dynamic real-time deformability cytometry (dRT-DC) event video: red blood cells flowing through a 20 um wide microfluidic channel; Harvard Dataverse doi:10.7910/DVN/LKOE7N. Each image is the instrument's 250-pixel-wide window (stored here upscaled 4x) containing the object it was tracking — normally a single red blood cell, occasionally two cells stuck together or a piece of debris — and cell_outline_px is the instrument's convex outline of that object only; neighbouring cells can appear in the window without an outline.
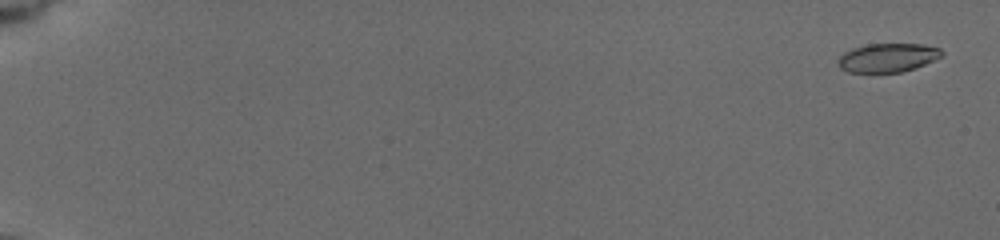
{"species": "common noctule bat (a hibernating species)", "species_latin": "Nyctalus noctula", "temperature_condition": "cold", "stored_images_in_passage": 61, "camera_frame_rate_fps": 3000, "um_per_image_px": 0.085, "animal": {"sex": "female", "body_mass_g": 19.5, "forearm_length_mm": 54.1}, "frame": {"image": 1, "passage_image": 3, "time_ms": 0.667, "image_size_px": [1000, 240], "cell_outline_px": [[944, 52], [940, 56], [924, 64], [900, 72], [848, 72], [840, 68], [840, 56], [844, 52], [852, 48], [868, 44], [920, 44], [940, 48]], "centroid_in_image_um": [75.44, 4.89], "position_along_channel_um": 9.6, "area_um2": 16.99}}
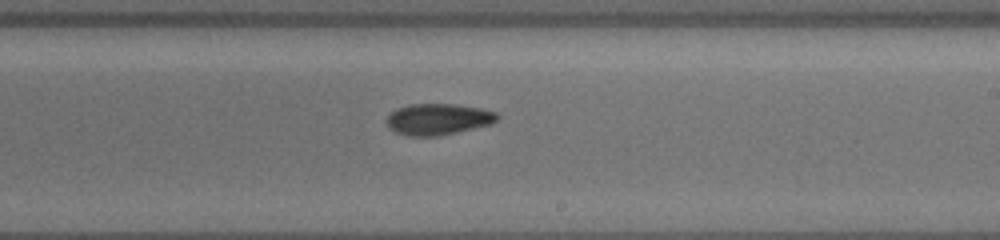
{"frame": {"image": 2, "passage_image": 36, "time_ms": 12.333, "image_size_px": [1000, 240], "cell_outline_px": [[500, 116], [492, 124], [440, 136], [408, 136], [396, 132], [388, 128], [388, 116], [396, 108], [408, 104], [452, 104], [480, 108], [496, 112]], "centroid_in_image_um": [37.25, 10.14], "position_along_channel_um": 251.8, "area_um2": 20.17}}
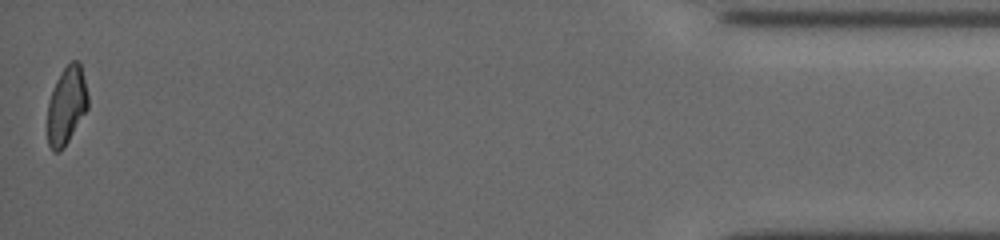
{"frame": {"image": 3, "passage_image": 60, "time_ms": 19.0, "image_size_px": [1000, 240], "cell_outline_px": [[88, 108], [64, 148], [60, 152], [52, 152], [48, 144], [48, 100], [56, 80], [64, 68], [72, 60], [76, 60], [80, 64], [88, 96]], "centroid_in_image_um": [5.64, 9.0], "position_along_channel_um": 429.6, "area_um2": 18.26}, "authors_computed_cell_mechanics": {"area_um2": 19.363, "velocity_mm_per_s": 3.7812, "shape_relaxation_time_tau1_ms": 3.2128, "shape_relaxation_time_tau2_ms": 5.2863, "deformation_change_tau1": 0.1132, "deformation_change_tau2": 0.1124}}